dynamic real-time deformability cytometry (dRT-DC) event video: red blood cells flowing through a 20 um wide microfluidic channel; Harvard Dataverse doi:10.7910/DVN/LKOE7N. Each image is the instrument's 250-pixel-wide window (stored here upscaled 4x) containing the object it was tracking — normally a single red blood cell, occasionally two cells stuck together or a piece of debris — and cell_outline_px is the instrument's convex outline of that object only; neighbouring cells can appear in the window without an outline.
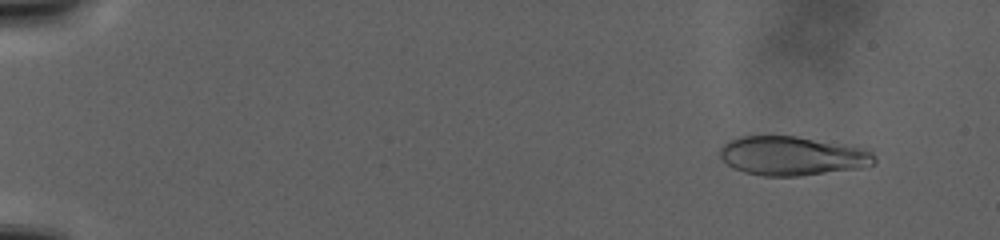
{"species": "human", "species_latin": "Homo sapiens", "temperature_condition": "warm", "stored_images_in_passage": 105, "camera_frame_rate_fps": 3000, "um_per_image_px": 0.085, "donor": {"sex": "male"}, "frame": {"image": 1, "passage_image": 5, "time_ms": 3.0, "image_size_px": [1000, 240], "cell_outline_px": [[876, 164], [864, 168], [800, 176], [764, 176], [744, 172], [732, 168], [720, 156], [720, 148], [728, 140], [744, 136], [796, 136], [856, 144], [872, 148], [876, 160]], "centroid_in_image_um": [67.49, 13.24], "position_along_channel_um": 17.5, "area_um2": 36.24}}
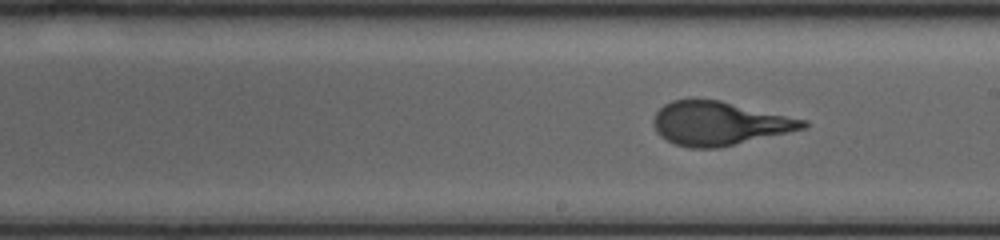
{"frame": {"image": 2, "passage_image": 59, "time_ms": 22.667, "image_size_px": [1000, 240], "cell_outline_px": [[808, 128], [720, 148], [688, 148], [676, 144], [660, 136], [656, 132], [652, 124], [652, 120], [656, 112], [664, 104], [672, 100], [720, 100], [808, 120]], "centroid_in_image_um": [61.15, 10.5], "position_along_channel_um": 227.8, "area_um2": 38.26}}
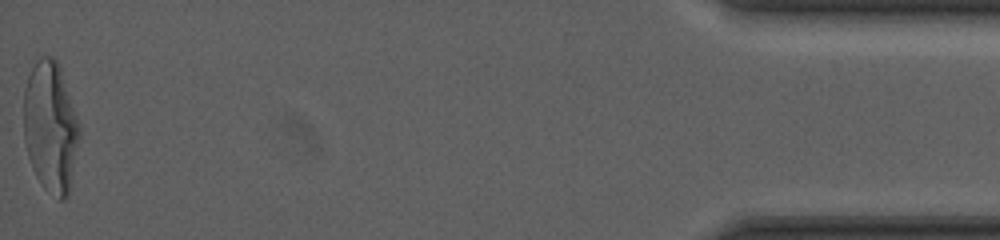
{"frame": {"image": 3, "passage_image": 105, "time_ms": 38.0, "image_size_px": [1000, 240], "cell_outline_px": [[80, 136], [68, 196], [64, 200], [60, 200], [44, 188], [40, 184], [36, 176], [28, 156], [24, 140], [24, 88], [28, 76], [36, 60], [40, 56], [52, 56], [56, 60], [60, 68], [80, 124]], "centroid_in_image_um": [4.3, 10.79], "position_along_channel_um": 430.9, "area_um2": 42.54}}